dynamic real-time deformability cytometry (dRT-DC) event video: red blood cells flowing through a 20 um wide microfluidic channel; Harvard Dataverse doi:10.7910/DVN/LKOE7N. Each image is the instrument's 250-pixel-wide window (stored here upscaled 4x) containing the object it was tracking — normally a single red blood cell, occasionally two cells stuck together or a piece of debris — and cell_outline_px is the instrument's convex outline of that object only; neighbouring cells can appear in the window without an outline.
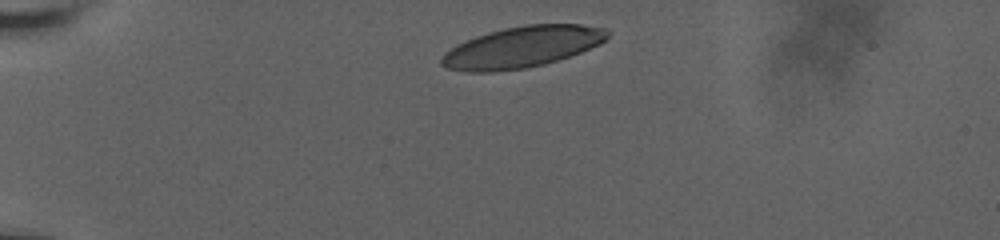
{"species": "human", "species_latin": "Homo sapiens", "temperature_condition": "room temperature", "stored_images_in_passage": 7, "camera_frame_rate_fps": 3000, "um_per_image_px": 0.085, "donor": {"sex": "male"}, "frame": {"image": 1, "passage_image": 1, "time_ms": 0.0, "image_size_px": [1000, 240], "cell_outline_px": [[612, 32], [600, 44], [580, 52], [544, 64], [524, 68], [492, 72], [464, 72], [448, 68], [440, 64], [440, 60], [444, 52], [456, 44], [476, 36], [488, 32], [504, 28], [524, 24], [580, 24], [608, 28]], "centroid_in_image_um": [44.37, 3.99], "position_along_channel_um": 40.6, "area_um2": 39.94}}
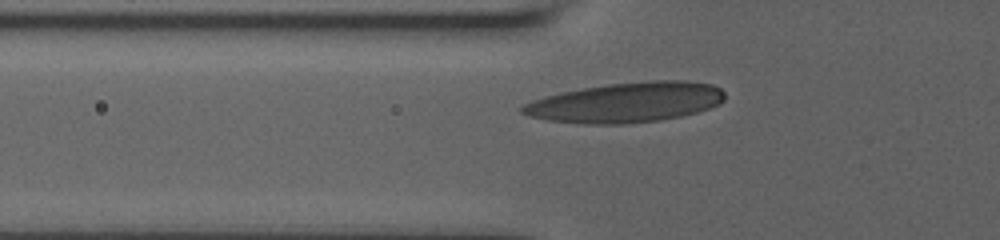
{"frame": {"image": 2, "passage_image": 4, "time_ms": 2.333, "image_size_px": [1000, 240], "cell_outline_px": [[724, 100], [708, 108], [696, 112], [680, 116], [656, 120], [620, 124], [584, 124], [548, 120], [528, 116], [520, 112], [520, 108], [524, 104], [532, 100], [560, 92], [608, 84], [652, 80], [684, 80], [712, 84], [720, 88], [724, 92]], "centroid_in_image_um": [53.19, 8.7], "position_along_channel_um": 72.6, "area_um2": 46.93}}
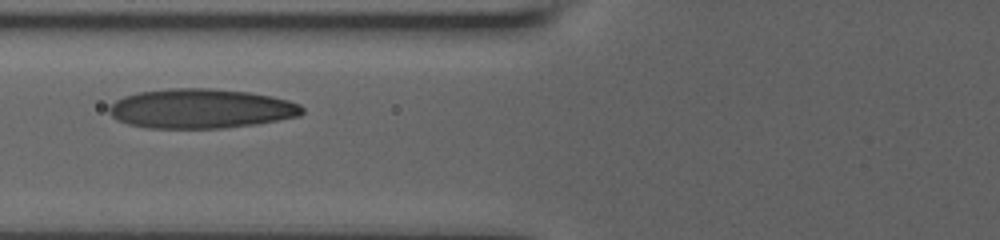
{"frame": {"image": 3, "passage_image": 6, "time_ms": 3.333, "image_size_px": [1000, 240], "cell_outline_px": [[304, 112], [300, 116], [256, 124], [224, 128], [148, 128], [128, 124], [116, 120], [108, 112], [108, 108], [116, 100], [124, 96], [140, 92], [168, 88], [212, 88], [248, 92], [272, 96], [288, 100], [300, 104], [304, 108]], "centroid_in_image_um": [17.08, 9.23], "position_along_channel_um": 108.7, "area_um2": 44.68}}